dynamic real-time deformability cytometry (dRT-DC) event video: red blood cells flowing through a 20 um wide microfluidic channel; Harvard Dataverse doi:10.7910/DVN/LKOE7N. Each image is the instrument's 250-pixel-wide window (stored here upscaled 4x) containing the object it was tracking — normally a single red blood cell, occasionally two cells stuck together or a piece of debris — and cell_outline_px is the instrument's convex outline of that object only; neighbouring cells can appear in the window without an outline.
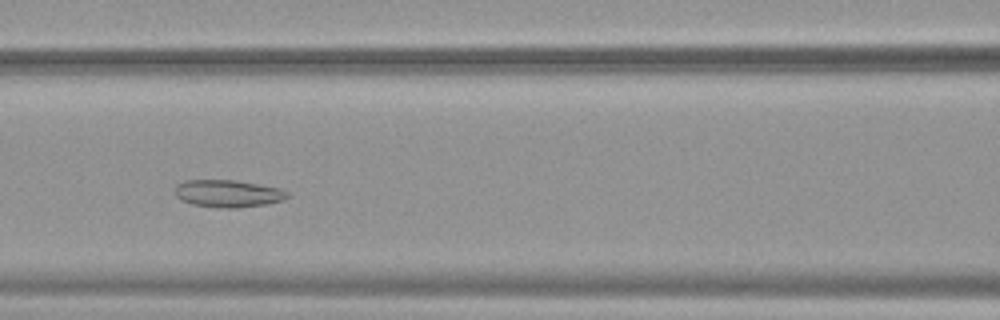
{"species": "common noctule bat (a hibernating species)", "species_latin": "Nyctalus noctula", "temperature_condition": "warm", "stored_images_in_passage": 49, "camera_frame_rate_fps": 3000, "um_per_image_px": 0.085, "animal": {"sex": "female", "body_mass_g": 19.9}, "frame": {"image": 1, "passage_image": 20, "time_ms": 6.333, "image_size_px": [1000, 320], "cell_outline_px": [[288, 196], [284, 200], [268, 204], [236, 208], [224, 208], [192, 204], [180, 200], [176, 196], [176, 184], [184, 180], [236, 180], [280, 188], [288, 192]], "centroid_in_image_um": [19.38, 16.45], "position_along_channel_um": 147.2, "area_um2": 17.98}}
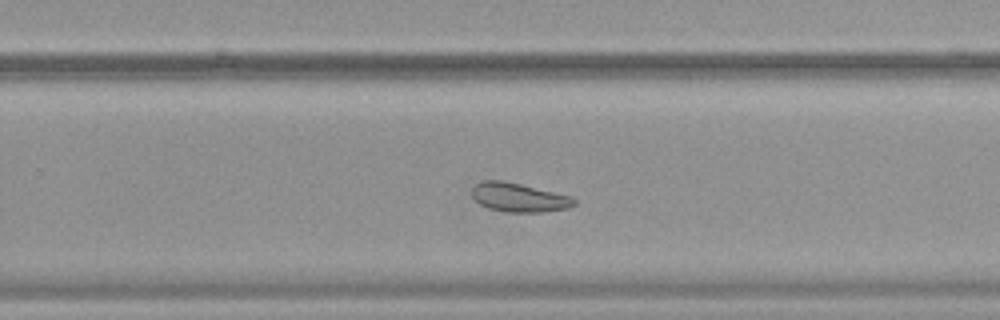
{"frame": {"image": 2, "passage_image": 31, "time_ms": 10.0, "image_size_px": [1000, 320], "cell_outline_px": [[576, 204], [568, 208], [544, 212], [504, 212], [488, 208], [480, 204], [472, 196], [472, 188], [476, 184], [484, 180], [500, 180], [520, 184], [572, 196], [576, 200]], "centroid_in_image_um": [44.12, 16.79], "position_along_channel_um": 285.7, "area_um2": 17.22}}
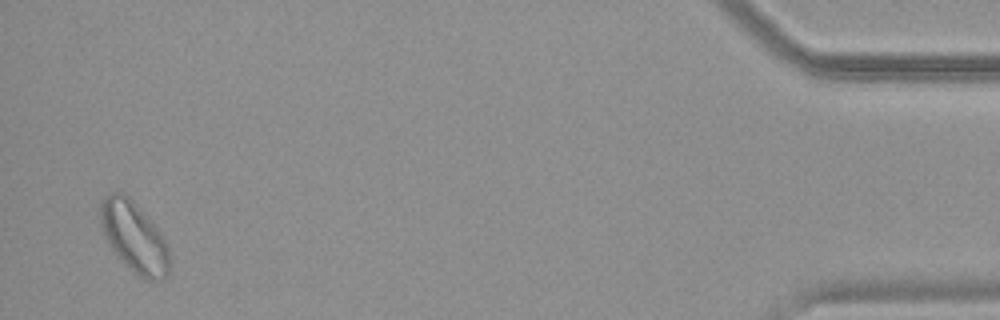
{"frame": {"image": 3, "passage_image": 48, "time_ms": 15.667, "image_size_px": [1000, 320], "cell_outline_px": [[168, 272], [160, 280], [144, 280], [132, 272], [112, 252], [100, 228], [100, 200], [104, 196], [112, 192], [124, 192], [136, 204], [160, 232], [168, 248]], "centroid_in_image_um": [11.33, 20.14], "position_along_channel_um": 423.9, "area_um2": 28.5}, "authors_computed_cell_mechanics": {"area_um2": 22.5998, "velocity_mm_per_s": 3.7981, "shape_relaxation_time_tau1_ms": null, "shape_relaxation_time_tau2_ms": 3.9644, "deformation_change_tau1": null, "deformation_change_tau2": 0.1037}}